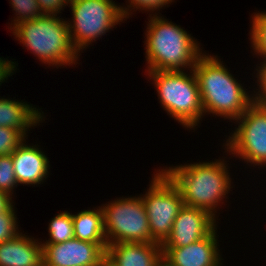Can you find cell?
Segmentation results:
<instances>
[{
    "label": "cell",
    "mask_w": 266,
    "mask_h": 266,
    "mask_svg": "<svg viewBox=\"0 0 266 266\" xmlns=\"http://www.w3.org/2000/svg\"><path fill=\"white\" fill-rule=\"evenodd\" d=\"M227 162L216 159L165 167L161 171L178 188L184 205L204 209L216 218L220 203L233 188Z\"/></svg>",
    "instance_id": "cell-1"
},
{
    "label": "cell",
    "mask_w": 266,
    "mask_h": 266,
    "mask_svg": "<svg viewBox=\"0 0 266 266\" xmlns=\"http://www.w3.org/2000/svg\"><path fill=\"white\" fill-rule=\"evenodd\" d=\"M217 57L205 53L193 68L204 115L213 114L235 121L253 104V94L243 88Z\"/></svg>",
    "instance_id": "cell-2"
},
{
    "label": "cell",
    "mask_w": 266,
    "mask_h": 266,
    "mask_svg": "<svg viewBox=\"0 0 266 266\" xmlns=\"http://www.w3.org/2000/svg\"><path fill=\"white\" fill-rule=\"evenodd\" d=\"M154 14L149 15L150 20L148 19L145 33V58L148 64L145 70L193 69L198 59L204 54L199 42L180 25L169 22L156 12Z\"/></svg>",
    "instance_id": "cell-3"
},
{
    "label": "cell",
    "mask_w": 266,
    "mask_h": 266,
    "mask_svg": "<svg viewBox=\"0 0 266 266\" xmlns=\"http://www.w3.org/2000/svg\"><path fill=\"white\" fill-rule=\"evenodd\" d=\"M11 31L15 39L48 66L58 69L78 64L81 54L72 45L67 21L57 15H43L22 22Z\"/></svg>",
    "instance_id": "cell-4"
},
{
    "label": "cell",
    "mask_w": 266,
    "mask_h": 266,
    "mask_svg": "<svg viewBox=\"0 0 266 266\" xmlns=\"http://www.w3.org/2000/svg\"><path fill=\"white\" fill-rule=\"evenodd\" d=\"M153 80L162 108L183 127L195 129L204 116L198 82L193 69L145 71Z\"/></svg>",
    "instance_id": "cell-5"
},
{
    "label": "cell",
    "mask_w": 266,
    "mask_h": 266,
    "mask_svg": "<svg viewBox=\"0 0 266 266\" xmlns=\"http://www.w3.org/2000/svg\"><path fill=\"white\" fill-rule=\"evenodd\" d=\"M69 7L72 21L67 24L78 54L124 20L120 5L113 0H70Z\"/></svg>",
    "instance_id": "cell-6"
},
{
    "label": "cell",
    "mask_w": 266,
    "mask_h": 266,
    "mask_svg": "<svg viewBox=\"0 0 266 266\" xmlns=\"http://www.w3.org/2000/svg\"><path fill=\"white\" fill-rule=\"evenodd\" d=\"M101 207L108 245L152 243L148 217L141 196L116 198Z\"/></svg>",
    "instance_id": "cell-7"
},
{
    "label": "cell",
    "mask_w": 266,
    "mask_h": 266,
    "mask_svg": "<svg viewBox=\"0 0 266 266\" xmlns=\"http://www.w3.org/2000/svg\"><path fill=\"white\" fill-rule=\"evenodd\" d=\"M153 174L147 192L140 196L145 205L152 243L162 245L170 236L184 201L178 188L162 171Z\"/></svg>",
    "instance_id": "cell-8"
},
{
    "label": "cell",
    "mask_w": 266,
    "mask_h": 266,
    "mask_svg": "<svg viewBox=\"0 0 266 266\" xmlns=\"http://www.w3.org/2000/svg\"><path fill=\"white\" fill-rule=\"evenodd\" d=\"M225 152L252 166L266 167V106L253 103L237 120Z\"/></svg>",
    "instance_id": "cell-9"
},
{
    "label": "cell",
    "mask_w": 266,
    "mask_h": 266,
    "mask_svg": "<svg viewBox=\"0 0 266 266\" xmlns=\"http://www.w3.org/2000/svg\"><path fill=\"white\" fill-rule=\"evenodd\" d=\"M107 246L76 238L56 244H42L43 266H102Z\"/></svg>",
    "instance_id": "cell-10"
},
{
    "label": "cell",
    "mask_w": 266,
    "mask_h": 266,
    "mask_svg": "<svg viewBox=\"0 0 266 266\" xmlns=\"http://www.w3.org/2000/svg\"><path fill=\"white\" fill-rule=\"evenodd\" d=\"M216 218L208 211L184 205L161 248L184 247L208 236L216 228Z\"/></svg>",
    "instance_id": "cell-11"
},
{
    "label": "cell",
    "mask_w": 266,
    "mask_h": 266,
    "mask_svg": "<svg viewBox=\"0 0 266 266\" xmlns=\"http://www.w3.org/2000/svg\"><path fill=\"white\" fill-rule=\"evenodd\" d=\"M217 235L216 227L208 236L187 246L162 248V254L176 266H222Z\"/></svg>",
    "instance_id": "cell-12"
},
{
    "label": "cell",
    "mask_w": 266,
    "mask_h": 266,
    "mask_svg": "<svg viewBox=\"0 0 266 266\" xmlns=\"http://www.w3.org/2000/svg\"><path fill=\"white\" fill-rule=\"evenodd\" d=\"M38 145L26 144V139L11 153L16 181L19 184L39 185L49 175V159Z\"/></svg>",
    "instance_id": "cell-13"
},
{
    "label": "cell",
    "mask_w": 266,
    "mask_h": 266,
    "mask_svg": "<svg viewBox=\"0 0 266 266\" xmlns=\"http://www.w3.org/2000/svg\"><path fill=\"white\" fill-rule=\"evenodd\" d=\"M162 254L159 243H115L106 248L109 266H155Z\"/></svg>",
    "instance_id": "cell-14"
},
{
    "label": "cell",
    "mask_w": 266,
    "mask_h": 266,
    "mask_svg": "<svg viewBox=\"0 0 266 266\" xmlns=\"http://www.w3.org/2000/svg\"><path fill=\"white\" fill-rule=\"evenodd\" d=\"M0 266H43L42 242L20 232L0 243Z\"/></svg>",
    "instance_id": "cell-15"
},
{
    "label": "cell",
    "mask_w": 266,
    "mask_h": 266,
    "mask_svg": "<svg viewBox=\"0 0 266 266\" xmlns=\"http://www.w3.org/2000/svg\"><path fill=\"white\" fill-rule=\"evenodd\" d=\"M46 118L35 105L10 98H0V126L18 130L25 138L29 128L40 125Z\"/></svg>",
    "instance_id": "cell-16"
},
{
    "label": "cell",
    "mask_w": 266,
    "mask_h": 266,
    "mask_svg": "<svg viewBox=\"0 0 266 266\" xmlns=\"http://www.w3.org/2000/svg\"><path fill=\"white\" fill-rule=\"evenodd\" d=\"M99 208V209H98ZM74 238L96 244H108L104 233L102 207L72 214Z\"/></svg>",
    "instance_id": "cell-17"
},
{
    "label": "cell",
    "mask_w": 266,
    "mask_h": 266,
    "mask_svg": "<svg viewBox=\"0 0 266 266\" xmlns=\"http://www.w3.org/2000/svg\"><path fill=\"white\" fill-rule=\"evenodd\" d=\"M49 237L42 244H56L66 242L74 238V225L72 213L60 212L54 216L48 225Z\"/></svg>",
    "instance_id": "cell-18"
},
{
    "label": "cell",
    "mask_w": 266,
    "mask_h": 266,
    "mask_svg": "<svg viewBox=\"0 0 266 266\" xmlns=\"http://www.w3.org/2000/svg\"><path fill=\"white\" fill-rule=\"evenodd\" d=\"M251 17L249 33L253 55L266 59V11L255 12Z\"/></svg>",
    "instance_id": "cell-19"
},
{
    "label": "cell",
    "mask_w": 266,
    "mask_h": 266,
    "mask_svg": "<svg viewBox=\"0 0 266 266\" xmlns=\"http://www.w3.org/2000/svg\"><path fill=\"white\" fill-rule=\"evenodd\" d=\"M9 3L16 12V17L14 16V19L11 21L13 23L10 24V30L22 22L30 21L44 15L39 8L37 0H10Z\"/></svg>",
    "instance_id": "cell-20"
},
{
    "label": "cell",
    "mask_w": 266,
    "mask_h": 266,
    "mask_svg": "<svg viewBox=\"0 0 266 266\" xmlns=\"http://www.w3.org/2000/svg\"><path fill=\"white\" fill-rule=\"evenodd\" d=\"M17 185L11 154L0 156V191L13 198Z\"/></svg>",
    "instance_id": "cell-21"
},
{
    "label": "cell",
    "mask_w": 266,
    "mask_h": 266,
    "mask_svg": "<svg viewBox=\"0 0 266 266\" xmlns=\"http://www.w3.org/2000/svg\"><path fill=\"white\" fill-rule=\"evenodd\" d=\"M173 1L175 0H127L126 2H128V5H126L125 7L120 5V12L124 20H126V18H129V16L133 14L131 12L132 10L136 11L139 9L145 12L150 11V13L152 11L157 12L159 10L160 12V9L162 7H165L166 5L169 6L168 4H171Z\"/></svg>",
    "instance_id": "cell-22"
},
{
    "label": "cell",
    "mask_w": 266,
    "mask_h": 266,
    "mask_svg": "<svg viewBox=\"0 0 266 266\" xmlns=\"http://www.w3.org/2000/svg\"><path fill=\"white\" fill-rule=\"evenodd\" d=\"M14 208L12 205L7 211L0 212V243L13 239L20 233Z\"/></svg>",
    "instance_id": "cell-23"
},
{
    "label": "cell",
    "mask_w": 266,
    "mask_h": 266,
    "mask_svg": "<svg viewBox=\"0 0 266 266\" xmlns=\"http://www.w3.org/2000/svg\"><path fill=\"white\" fill-rule=\"evenodd\" d=\"M25 139L18 130L0 126V156L11 154Z\"/></svg>",
    "instance_id": "cell-24"
},
{
    "label": "cell",
    "mask_w": 266,
    "mask_h": 266,
    "mask_svg": "<svg viewBox=\"0 0 266 266\" xmlns=\"http://www.w3.org/2000/svg\"><path fill=\"white\" fill-rule=\"evenodd\" d=\"M260 66H257L256 71V85L259 87L253 94V103L266 106V59H261ZM256 93V94H255Z\"/></svg>",
    "instance_id": "cell-25"
},
{
    "label": "cell",
    "mask_w": 266,
    "mask_h": 266,
    "mask_svg": "<svg viewBox=\"0 0 266 266\" xmlns=\"http://www.w3.org/2000/svg\"><path fill=\"white\" fill-rule=\"evenodd\" d=\"M37 3L44 15H59L69 5L70 0H37Z\"/></svg>",
    "instance_id": "cell-26"
},
{
    "label": "cell",
    "mask_w": 266,
    "mask_h": 266,
    "mask_svg": "<svg viewBox=\"0 0 266 266\" xmlns=\"http://www.w3.org/2000/svg\"><path fill=\"white\" fill-rule=\"evenodd\" d=\"M16 66H18V64L15 61H9L8 59L0 57V86L8 79V77L15 73L17 69Z\"/></svg>",
    "instance_id": "cell-27"
},
{
    "label": "cell",
    "mask_w": 266,
    "mask_h": 266,
    "mask_svg": "<svg viewBox=\"0 0 266 266\" xmlns=\"http://www.w3.org/2000/svg\"><path fill=\"white\" fill-rule=\"evenodd\" d=\"M13 203L14 202L10 196L0 191V212L7 211Z\"/></svg>",
    "instance_id": "cell-28"
},
{
    "label": "cell",
    "mask_w": 266,
    "mask_h": 266,
    "mask_svg": "<svg viewBox=\"0 0 266 266\" xmlns=\"http://www.w3.org/2000/svg\"><path fill=\"white\" fill-rule=\"evenodd\" d=\"M155 266H176L169 259H167L163 254L158 258Z\"/></svg>",
    "instance_id": "cell-29"
},
{
    "label": "cell",
    "mask_w": 266,
    "mask_h": 266,
    "mask_svg": "<svg viewBox=\"0 0 266 266\" xmlns=\"http://www.w3.org/2000/svg\"><path fill=\"white\" fill-rule=\"evenodd\" d=\"M102 266H109L106 262Z\"/></svg>",
    "instance_id": "cell-30"
}]
</instances>
